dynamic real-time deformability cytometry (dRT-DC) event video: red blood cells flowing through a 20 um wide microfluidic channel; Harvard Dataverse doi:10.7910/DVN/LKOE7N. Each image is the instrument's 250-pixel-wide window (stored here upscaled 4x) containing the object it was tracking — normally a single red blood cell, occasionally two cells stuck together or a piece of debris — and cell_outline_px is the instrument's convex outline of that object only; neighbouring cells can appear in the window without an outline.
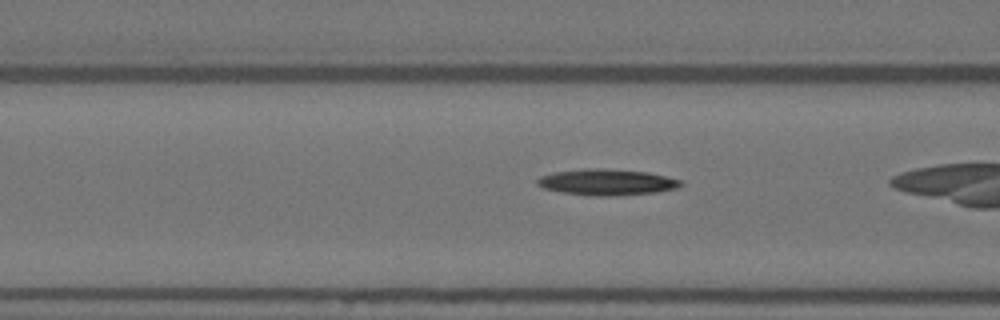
{"species": "Egyptian fruit bat (a non-hibernating species)", "species_latin": "Rousettus aegyptiacus", "temperature_condition": "warm", "stored_images_in_passage": 20, "camera_frame_rate_fps": 3000, "um_per_image_px": 0.085, "animal": {"sex": "female"}, "frame": {"image": 1, "passage_image": 17, "time_ms": 5.333, "image_size_px": [1000, 320], "cell_outline_px": [[684, 184], [676, 188], [656, 192], [616, 196], [588, 196], [560, 192], [544, 188], [536, 184], [536, 180], [540, 176], [556, 172], [584, 168], [604, 168], [648, 172], [680, 180]], "centroid_in_image_um": [51.55, 15.49], "position_along_channel_um": 115.0, "area_um2": 21.96}}